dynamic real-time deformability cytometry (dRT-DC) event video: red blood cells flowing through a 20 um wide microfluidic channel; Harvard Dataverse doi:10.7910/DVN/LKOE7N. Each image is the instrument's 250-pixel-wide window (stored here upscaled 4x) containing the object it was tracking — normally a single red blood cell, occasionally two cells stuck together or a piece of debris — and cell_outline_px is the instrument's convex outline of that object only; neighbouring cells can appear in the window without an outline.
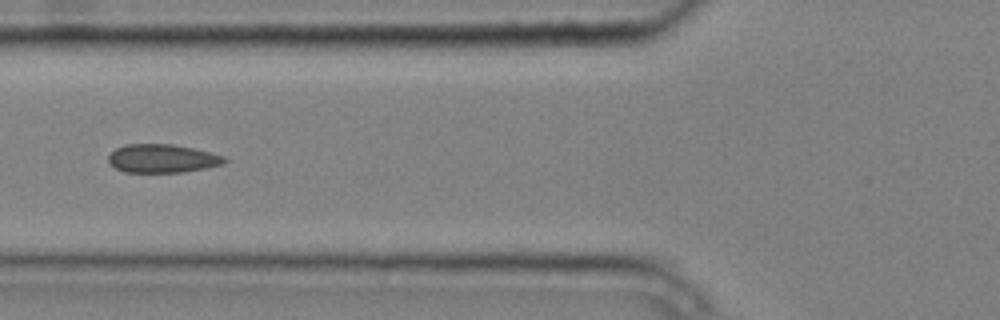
{"species": "common noctule bat (a hibernating species)", "species_latin": "Nyctalus noctula", "temperature_condition": "cold", "stored_images_in_passage": 4, "camera_frame_rate_fps": 3000, "um_per_image_px": 0.085, "animal": {"sex": "male", "body_mass_g": 20.4}, "frame": {"image": 1, "passage_image": 2, "time_ms": 0.333, "image_size_px": [1000, 320], "cell_outline_px": [[228, 160], [224, 164], [184, 172], [124, 172], [108, 164], [108, 156], [116, 148], [124, 144], [172, 144], [212, 152], [224, 156]], "centroid_in_image_um": [13.79, 13.47], "position_along_channel_um": 112.0, "area_um2": 19.36}}
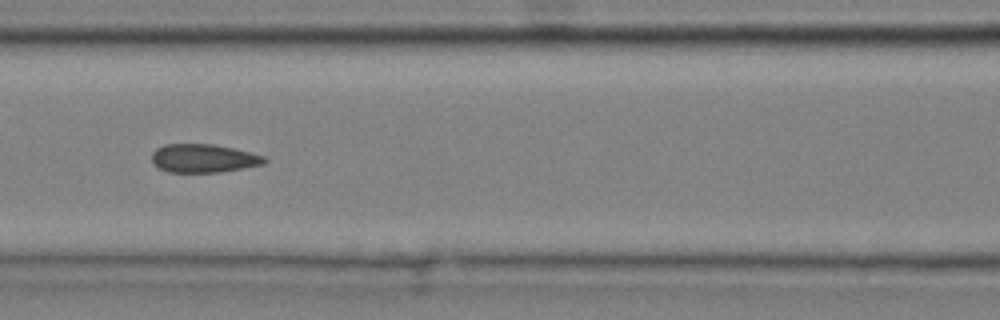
{"frame": {"image": 2, "passage_image": 3, "time_ms": 0.667, "image_size_px": [1000, 320], "cell_outline_px": [[268, 160], [264, 164], [220, 172], [168, 172], [160, 168], [152, 160], [152, 152], [156, 148], [164, 144], [212, 144], [252, 152], [264, 156]], "centroid_in_image_um": [17.31, 13.45], "position_along_channel_um": 149.3, "area_um2": 18.61}}
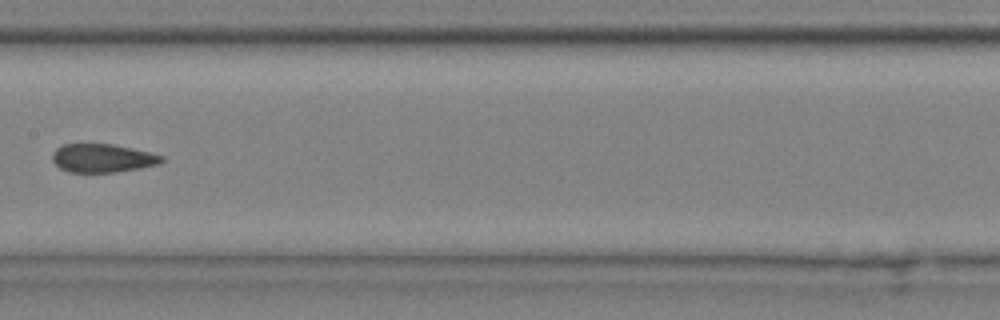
{"frame": {"image": 3, "passage_image": 4, "time_ms": 1.0, "image_size_px": [1000, 320], "cell_outline_px": [[164, 160], [160, 164], [140, 168], [116, 172], [68, 172], [60, 168], [52, 160], [52, 152], [56, 148], [64, 144], [112, 144], [132, 148], [164, 156]], "centroid_in_image_um": [8.71, 13.44], "position_along_channel_um": 198.7, "area_um2": 18.15}}